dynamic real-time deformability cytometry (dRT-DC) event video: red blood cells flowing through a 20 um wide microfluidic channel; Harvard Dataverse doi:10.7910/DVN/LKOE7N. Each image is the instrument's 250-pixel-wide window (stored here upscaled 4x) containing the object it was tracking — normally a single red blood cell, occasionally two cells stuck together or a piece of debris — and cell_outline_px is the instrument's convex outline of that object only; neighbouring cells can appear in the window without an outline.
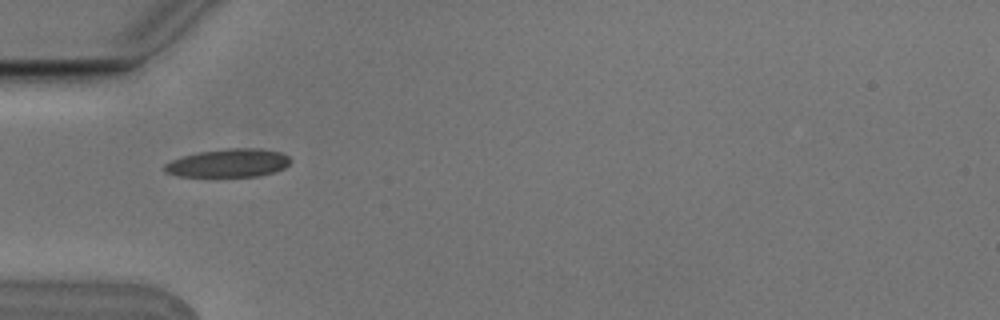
{"species": "Egyptian fruit bat (a non-hibernating species)", "species_latin": "Rousettus aegyptiacus", "temperature_condition": "cold", "stored_images_in_passage": 7, "camera_frame_rate_fps": 3000, "um_per_image_px": 0.085, "animal": {"sex": "male"}, "frame": {"image": 1, "passage_image": 5, "time_ms": 1.333, "image_size_px": [1000, 320], "cell_outline_px": [[292, 160], [284, 168], [272, 172], [256, 176], [180, 176], [164, 172], [164, 164], [172, 160], [184, 156], [200, 152], [228, 148], [260, 148], [280, 152], [288, 156]], "centroid_in_image_um": [19.43, 13.85], "position_along_channel_um": 65.6, "area_um2": 20.52}}
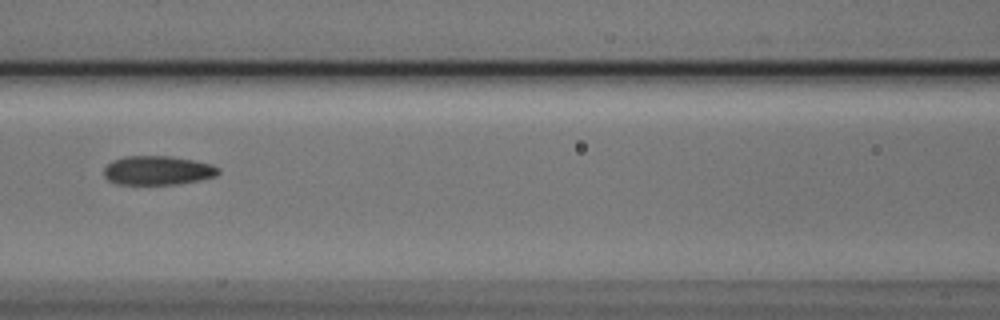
{"frame": {"image": 2, "passage_image": 7, "time_ms": 2.0, "image_size_px": [1000, 320], "cell_outline_px": [[220, 172], [216, 176], [200, 180], [176, 184], [116, 184], [108, 180], [104, 176], [104, 168], [112, 160], [124, 156], [168, 156], [192, 160], [212, 164], [220, 168]], "centroid_in_image_um": [13.4, 14.48], "position_along_channel_um": 153.2, "area_um2": 19.42}}